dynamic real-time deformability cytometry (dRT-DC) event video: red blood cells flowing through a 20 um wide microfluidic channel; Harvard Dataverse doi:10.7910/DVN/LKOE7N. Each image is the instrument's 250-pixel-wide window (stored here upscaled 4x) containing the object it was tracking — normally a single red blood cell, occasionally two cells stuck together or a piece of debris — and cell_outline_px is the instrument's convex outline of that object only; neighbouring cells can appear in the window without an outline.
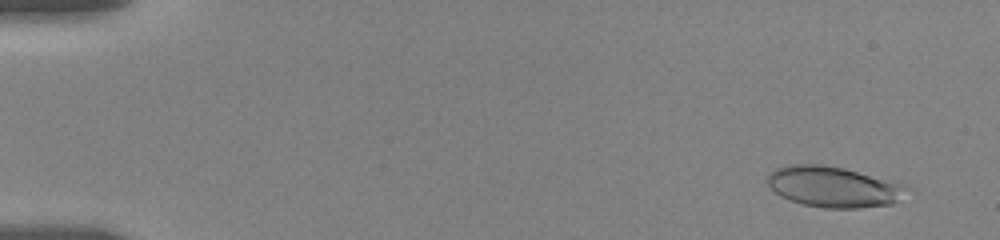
{"species": "human", "species_latin": "Homo sapiens", "temperature_condition": "room temperature", "stored_images_in_passage": 15, "camera_frame_rate_fps": 3000, "um_per_image_px": 0.085, "donor": {"sex": "female"}, "frame": {"image": 1, "passage_image": 2, "time_ms": 0.667, "image_size_px": [1000, 240], "cell_outline_px": [[908, 188], [892, 204], [860, 208], [824, 208], [804, 204], [780, 196], [768, 184], [768, 172], [776, 168], [788, 164], [824, 164], [844, 168], [900, 184]], "centroid_in_image_um": [70.76, 15.87], "position_along_channel_um": 14.2, "area_um2": 32.48}}
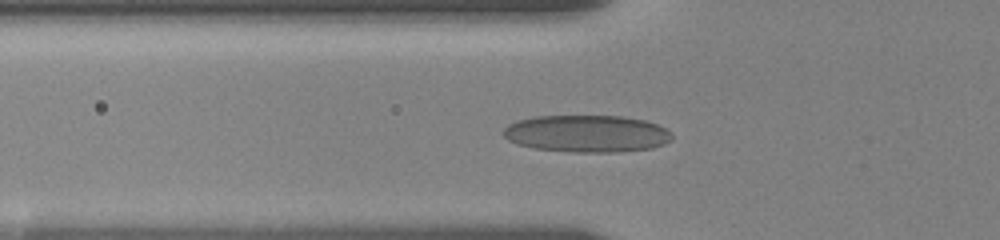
{"frame": {"image": 2, "passage_image": 12, "time_ms": 6.0, "image_size_px": [1000, 240], "cell_outline_px": [[672, 140], [664, 144], [652, 148], [616, 152], [576, 152], [532, 148], [516, 144], [508, 140], [500, 132], [508, 124], [516, 120], [536, 116], [620, 116], [644, 120], [656, 124], [672, 132]], "centroid_in_image_um": [49.85, 11.36], "position_along_channel_um": 76.0, "area_um2": 36.7}}
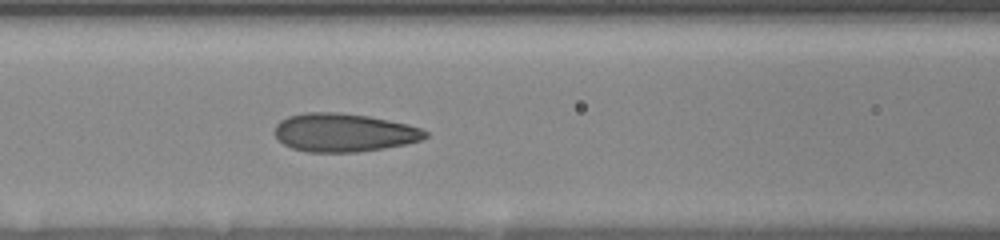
{"frame": {"image": 3, "passage_image": 15, "time_ms": 7.667, "image_size_px": [1000, 240], "cell_outline_px": [[428, 136], [420, 140], [408, 144], [360, 152], [308, 152], [292, 148], [284, 144], [276, 136], [276, 124], [280, 120], [288, 116], [304, 112], [340, 112], [368, 116], [408, 124], [420, 128], [428, 132]], "centroid_in_image_um": [29.24, 11.27], "position_along_channel_um": 137.4, "area_um2": 33.76}}